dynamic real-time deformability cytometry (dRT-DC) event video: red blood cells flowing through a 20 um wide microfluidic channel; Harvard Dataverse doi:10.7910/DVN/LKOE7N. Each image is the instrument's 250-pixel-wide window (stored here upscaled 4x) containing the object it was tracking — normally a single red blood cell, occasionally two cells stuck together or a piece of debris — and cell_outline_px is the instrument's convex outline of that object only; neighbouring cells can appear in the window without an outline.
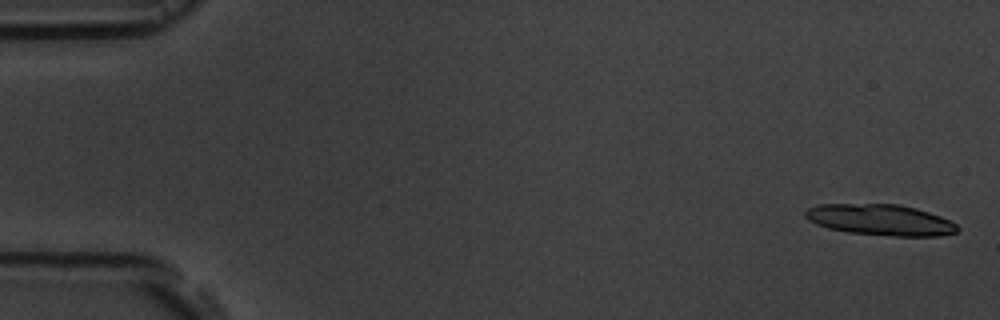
{"species": "common noctule bat (a hibernating species)", "species_latin": "Nyctalus noctula", "temperature_condition": "room temperature", "stored_images_in_passage": 10, "camera_frame_rate_fps": 3000, "um_per_image_px": 0.085, "animal": {"sex": "male", "body_mass_g": 19.5, "forearm_length_mm": 54.6}, "frame": {"image": 1, "passage_image": 1, "time_ms": 0.0, "image_size_px": [1000, 320], "cell_outline_px": [[960, 228], [956, 232], [940, 236], [896, 236], [848, 232], [828, 228], [816, 224], [808, 220], [804, 216], [804, 212], [808, 208], [816, 204], [900, 204], [916, 208], [940, 216], [956, 224]], "centroid_in_image_um": [74.81, 18.68], "position_along_channel_um": 10.2, "area_um2": 27.51}}
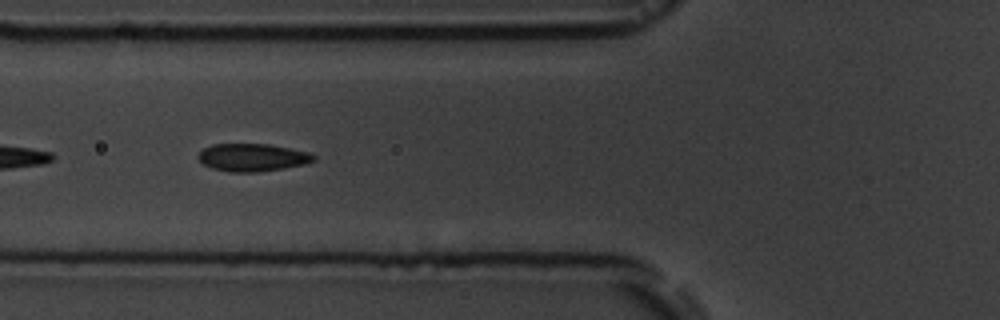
{"frame": {"image": 2, "passage_image": 7, "time_ms": 6.667, "image_size_px": [1000, 320], "cell_outline_px": [[316, 160], [304, 164], [284, 168], [256, 172], [228, 172], [212, 168], [204, 164], [196, 156], [204, 148], [212, 144], [268, 144], [308, 152], [316, 156]], "centroid_in_image_um": [21.44, 13.38], "position_along_channel_um": 104.4, "area_um2": 18.55}}
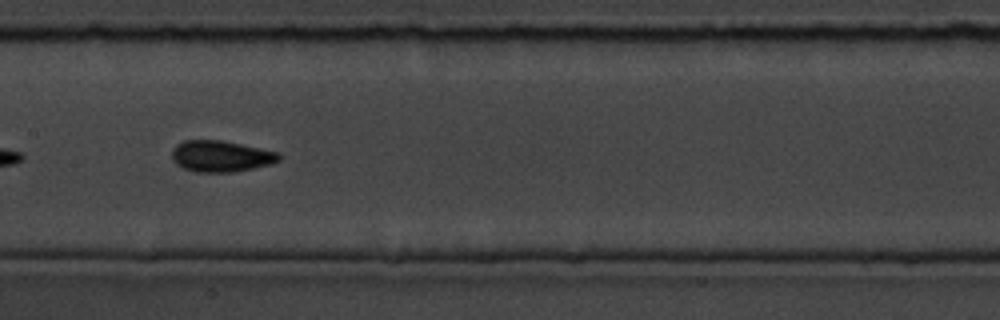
{"frame": {"image": 3, "passage_image": 9, "time_ms": 9.0, "image_size_px": [1000, 320], "cell_outline_px": [[280, 160], [272, 164], [232, 172], [196, 172], [184, 168], [176, 164], [172, 160], [172, 148], [176, 144], [184, 140], [220, 140], [280, 152]], "centroid_in_image_um": [18.76, 13.27], "position_along_channel_um": 188.6, "area_um2": 19.54}}